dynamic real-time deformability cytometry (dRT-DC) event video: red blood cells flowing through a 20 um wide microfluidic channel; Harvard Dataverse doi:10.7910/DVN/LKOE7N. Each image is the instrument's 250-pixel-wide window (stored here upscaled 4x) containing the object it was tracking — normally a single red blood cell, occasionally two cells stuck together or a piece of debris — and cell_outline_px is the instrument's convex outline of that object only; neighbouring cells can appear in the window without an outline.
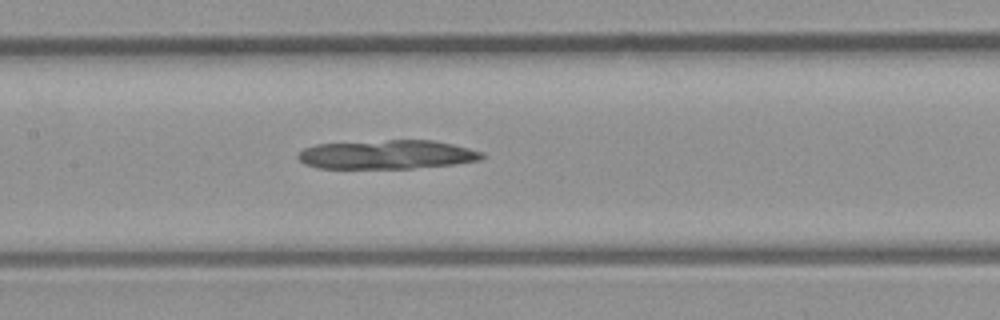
{"species": "common noctule bat (a hibernating species)", "species_latin": "Nyctalus noctula", "temperature_condition": "room temperature", "stored_images_in_passage": 31, "camera_frame_rate_fps": 3000, "um_per_image_px": 0.085, "animal": {"sex": "male", "body_mass_g": 23.1, "forearm_length_mm": 52.7}, "frame": {"image": 1, "passage_image": 16, "time_ms": 5.0, "image_size_px": [1000, 320], "cell_outline_px": [[484, 156], [480, 160], [452, 164], [412, 168], [320, 168], [304, 164], [296, 156], [296, 152], [304, 148], [316, 144], [388, 140], [432, 140], [452, 144], [484, 152]], "centroid_in_image_um": [32.86, 13.13], "position_along_channel_um": 174.5, "area_um2": 30.98}}
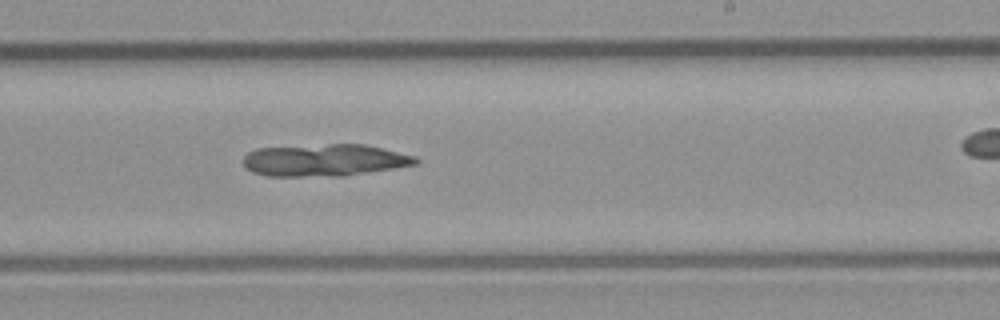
{"frame": {"image": 2, "passage_image": 22, "time_ms": 7.0, "image_size_px": [1000, 320], "cell_outline_px": [[420, 160], [416, 164], [344, 176], [268, 176], [252, 172], [244, 164], [244, 156], [248, 152], [256, 148], [328, 144], [364, 144], [416, 156]], "centroid_in_image_um": [27.57, 13.61], "position_along_channel_um": 261.4, "area_um2": 32.14}}
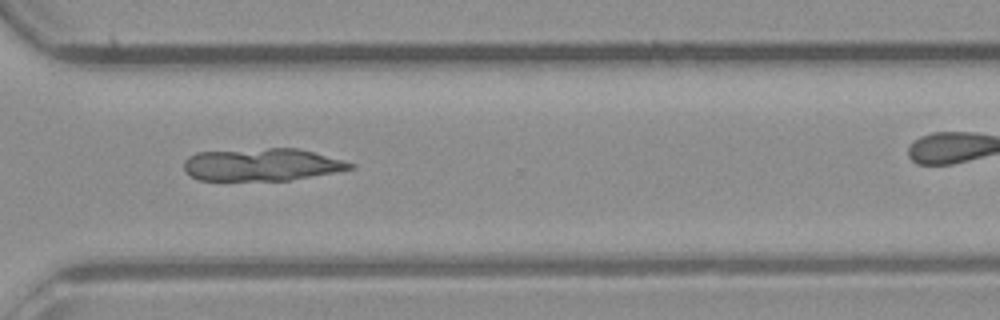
{"frame": {"image": 3, "passage_image": 28, "time_ms": 9.0, "image_size_px": [1000, 320], "cell_outline_px": [[356, 168], [288, 180], [200, 180], [184, 172], [184, 160], [188, 156], [196, 152], [268, 148], [300, 148], [356, 164]], "centroid_in_image_um": [22.24, 13.98], "position_along_channel_um": 348.4, "area_um2": 31.44}}